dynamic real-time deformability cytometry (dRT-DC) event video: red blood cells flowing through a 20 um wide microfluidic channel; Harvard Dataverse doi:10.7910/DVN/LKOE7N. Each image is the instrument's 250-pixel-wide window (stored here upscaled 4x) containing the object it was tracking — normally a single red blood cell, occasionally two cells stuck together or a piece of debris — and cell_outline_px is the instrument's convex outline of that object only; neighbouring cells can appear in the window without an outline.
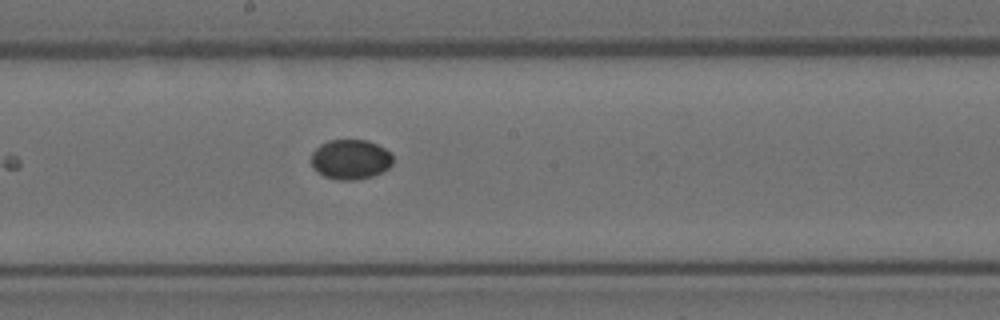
{"species": "Egyptian fruit bat (a non-hibernating species)", "species_latin": "Rousettus aegyptiacus", "temperature_condition": "room temperature", "stored_images_in_passage": 9, "camera_frame_rate_fps": 3000, "um_per_image_px": 0.085, "animal": {"sex": "female"}, "frame": {"image": 1, "passage_image": 9, "time_ms": 9.333, "image_size_px": [1000, 320], "cell_outline_px": [[392, 164], [388, 168], [372, 176], [356, 180], [336, 180], [324, 176], [312, 164], [312, 152], [320, 144], [328, 140], [368, 140], [384, 148], [392, 156]], "centroid_in_image_um": [29.79, 13.54], "position_along_channel_um": 218.4, "area_um2": 18.79}}